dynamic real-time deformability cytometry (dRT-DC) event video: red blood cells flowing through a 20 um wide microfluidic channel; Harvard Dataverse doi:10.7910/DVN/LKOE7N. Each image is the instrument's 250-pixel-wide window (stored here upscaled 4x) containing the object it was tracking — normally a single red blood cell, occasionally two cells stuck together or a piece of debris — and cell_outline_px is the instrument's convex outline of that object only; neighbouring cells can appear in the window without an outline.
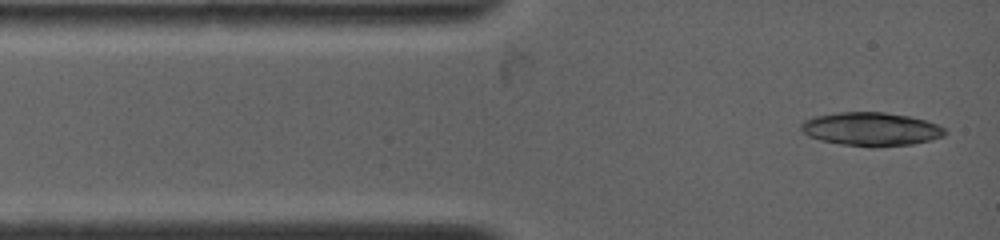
{"species": "common noctule bat (a hibernating species)", "species_latin": "Nyctalus noctula", "temperature_condition": "warm", "stored_images_in_passage": 2, "camera_frame_rate_fps": 4500, "um_per_image_px": 0.085, "animal": {"sex": "female", "body_mass_g": 19.0, "forearm_length_mm": 53.3}, "frame": {"image": 1, "passage_image": 1, "time_ms": 0.0, "image_size_px": [1000, 240], "cell_outline_px": [[948, 132], [944, 136], [912, 144], [844, 144], [820, 140], [808, 136], [800, 128], [800, 124], [804, 120], [816, 116], [836, 112], [884, 112], [908, 116], [924, 120], [936, 124], [944, 128]], "centroid_in_image_um": [74.01, 10.93], "position_along_channel_um": 11.0, "area_um2": 27.11}}